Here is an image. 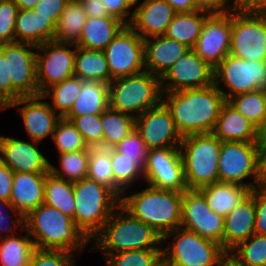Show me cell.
I'll return each mask as SVG.
<instances>
[{"mask_svg":"<svg viewBox=\"0 0 266 266\" xmlns=\"http://www.w3.org/2000/svg\"><path fill=\"white\" fill-rule=\"evenodd\" d=\"M231 31L232 11L225 14H211L203 24L194 51L215 69L229 55Z\"/></svg>","mask_w":266,"mask_h":266,"instance_id":"cell-19","label":"cell"},{"mask_svg":"<svg viewBox=\"0 0 266 266\" xmlns=\"http://www.w3.org/2000/svg\"><path fill=\"white\" fill-rule=\"evenodd\" d=\"M36 48V81L40 94L50 86L74 76L75 44L48 41Z\"/></svg>","mask_w":266,"mask_h":266,"instance_id":"cell-13","label":"cell"},{"mask_svg":"<svg viewBox=\"0 0 266 266\" xmlns=\"http://www.w3.org/2000/svg\"><path fill=\"white\" fill-rule=\"evenodd\" d=\"M74 76L81 80L111 82L108 63L103 50H88L76 46Z\"/></svg>","mask_w":266,"mask_h":266,"instance_id":"cell-32","label":"cell"},{"mask_svg":"<svg viewBox=\"0 0 266 266\" xmlns=\"http://www.w3.org/2000/svg\"><path fill=\"white\" fill-rule=\"evenodd\" d=\"M135 129L148 150L180 148L183 140L169 109L162 101L136 117Z\"/></svg>","mask_w":266,"mask_h":266,"instance_id":"cell-18","label":"cell"},{"mask_svg":"<svg viewBox=\"0 0 266 266\" xmlns=\"http://www.w3.org/2000/svg\"><path fill=\"white\" fill-rule=\"evenodd\" d=\"M24 224L37 249L82 254L91 242L71 217L44 203L24 217Z\"/></svg>","mask_w":266,"mask_h":266,"instance_id":"cell-2","label":"cell"},{"mask_svg":"<svg viewBox=\"0 0 266 266\" xmlns=\"http://www.w3.org/2000/svg\"><path fill=\"white\" fill-rule=\"evenodd\" d=\"M18 12L13 0L0 2V44L15 42V21Z\"/></svg>","mask_w":266,"mask_h":266,"instance_id":"cell-48","label":"cell"},{"mask_svg":"<svg viewBox=\"0 0 266 266\" xmlns=\"http://www.w3.org/2000/svg\"><path fill=\"white\" fill-rule=\"evenodd\" d=\"M111 81L145 71L144 39L125 25L103 50Z\"/></svg>","mask_w":266,"mask_h":266,"instance_id":"cell-12","label":"cell"},{"mask_svg":"<svg viewBox=\"0 0 266 266\" xmlns=\"http://www.w3.org/2000/svg\"><path fill=\"white\" fill-rule=\"evenodd\" d=\"M254 189L226 217H224L223 249L232 250L254 232Z\"/></svg>","mask_w":266,"mask_h":266,"instance_id":"cell-24","label":"cell"},{"mask_svg":"<svg viewBox=\"0 0 266 266\" xmlns=\"http://www.w3.org/2000/svg\"><path fill=\"white\" fill-rule=\"evenodd\" d=\"M12 102V83L9 77L8 59L0 50V107L4 110Z\"/></svg>","mask_w":266,"mask_h":266,"instance_id":"cell-52","label":"cell"},{"mask_svg":"<svg viewBox=\"0 0 266 266\" xmlns=\"http://www.w3.org/2000/svg\"><path fill=\"white\" fill-rule=\"evenodd\" d=\"M101 1L106 6V9L110 16L119 19L125 25H129L131 23L134 11L130 12V10L136 5V0Z\"/></svg>","mask_w":266,"mask_h":266,"instance_id":"cell-50","label":"cell"},{"mask_svg":"<svg viewBox=\"0 0 266 266\" xmlns=\"http://www.w3.org/2000/svg\"><path fill=\"white\" fill-rule=\"evenodd\" d=\"M214 84V69L191 48L161 77L162 92L206 88Z\"/></svg>","mask_w":266,"mask_h":266,"instance_id":"cell-17","label":"cell"},{"mask_svg":"<svg viewBox=\"0 0 266 266\" xmlns=\"http://www.w3.org/2000/svg\"><path fill=\"white\" fill-rule=\"evenodd\" d=\"M232 11L266 12V0H232Z\"/></svg>","mask_w":266,"mask_h":266,"instance_id":"cell-57","label":"cell"},{"mask_svg":"<svg viewBox=\"0 0 266 266\" xmlns=\"http://www.w3.org/2000/svg\"><path fill=\"white\" fill-rule=\"evenodd\" d=\"M68 1L69 0H39L33 10L43 17H48L56 25Z\"/></svg>","mask_w":266,"mask_h":266,"instance_id":"cell-53","label":"cell"},{"mask_svg":"<svg viewBox=\"0 0 266 266\" xmlns=\"http://www.w3.org/2000/svg\"><path fill=\"white\" fill-rule=\"evenodd\" d=\"M136 0L133 18L129 26L143 39L164 35L176 14L166 0Z\"/></svg>","mask_w":266,"mask_h":266,"instance_id":"cell-22","label":"cell"},{"mask_svg":"<svg viewBox=\"0 0 266 266\" xmlns=\"http://www.w3.org/2000/svg\"><path fill=\"white\" fill-rule=\"evenodd\" d=\"M82 89V80L72 76L66 80L56 83L47 88L41 95L44 98L52 99L50 107L61 117L64 118L72 108Z\"/></svg>","mask_w":266,"mask_h":266,"instance_id":"cell-38","label":"cell"},{"mask_svg":"<svg viewBox=\"0 0 266 266\" xmlns=\"http://www.w3.org/2000/svg\"><path fill=\"white\" fill-rule=\"evenodd\" d=\"M3 207L6 208L5 212L7 214L2 213L1 209H3ZM9 213H10V215L11 214H13V215L10 216ZM14 215L18 216V217H16L14 219L13 218ZM8 220H10L11 223L8 226H6L7 225L6 223H8ZM24 225H25L24 224V217L15 209L13 204L8 200L0 199V239L18 234L17 232H15L14 229L16 227L19 228V226H20L19 229L22 230L24 228ZM2 233H3V235H2Z\"/></svg>","mask_w":266,"mask_h":266,"instance_id":"cell-49","label":"cell"},{"mask_svg":"<svg viewBox=\"0 0 266 266\" xmlns=\"http://www.w3.org/2000/svg\"><path fill=\"white\" fill-rule=\"evenodd\" d=\"M259 148L258 182L257 187L266 189V147Z\"/></svg>","mask_w":266,"mask_h":266,"instance_id":"cell-58","label":"cell"},{"mask_svg":"<svg viewBox=\"0 0 266 266\" xmlns=\"http://www.w3.org/2000/svg\"><path fill=\"white\" fill-rule=\"evenodd\" d=\"M111 163L114 183L124 192L123 195L129 193L126 190L138 180L144 179L143 170L133 162V159L118 153L114 148H111Z\"/></svg>","mask_w":266,"mask_h":266,"instance_id":"cell-41","label":"cell"},{"mask_svg":"<svg viewBox=\"0 0 266 266\" xmlns=\"http://www.w3.org/2000/svg\"><path fill=\"white\" fill-rule=\"evenodd\" d=\"M156 266H166L164 262L161 260Z\"/></svg>","mask_w":266,"mask_h":266,"instance_id":"cell-63","label":"cell"},{"mask_svg":"<svg viewBox=\"0 0 266 266\" xmlns=\"http://www.w3.org/2000/svg\"><path fill=\"white\" fill-rule=\"evenodd\" d=\"M109 107V85L96 80H82V89L64 117L72 121L75 117L101 115Z\"/></svg>","mask_w":266,"mask_h":266,"instance_id":"cell-28","label":"cell"},{"mask_svg":"<svg viewBox=\"0 0 266 266\" xmlns=\"http://www.w3.org/2000/svg\"><path fill=\"white\" fill-rule=\"evenodd\" d=\"M191 48L165 35L144 39V66L151 74L161 77Z\"/></svg>","mask_w":266,"mask_h":266,"instance_id":"cell-23","label":"cell"},{"mask_svg":"<svg viewBox=\"0 0 266 266\" xmlns=\"http://www.w3.org/2000/svg\"><path fill=\"white\" fill-rule=\"evenodd\" d=\"M87 15L79 0H69L55 25L54 41L77 44Z\"/></svg>","mask_w":266,"mask_h":266,"instance_id":"cell-33","label":"cell"},{"mask_svg":"<svg viewBox=\"0 0 266 266\" xmlns=\"http://www.w3.org/2000/svg\"><path fill=\"white\" fill-rule=\"evenodd\" d=\"M87 177L111 189L119 198L124 192L114 183L111 148L90 147Z\"/></svg>","mask_w":266,"mask_h":266,"instance_id":"cell-37","label":"cell"},{"mask_svg":"<svg viewBox=\"0 0 266 266\" xmlns=\"http://www.w3.org/2000/svg\"><path fill=\"white\" fill-rule=\"evenodd\" d=\"M59 166L57 169L50 163V172L70 183H76L87 177L89 150H79L59 154Z\"/></svg>","mask_w":266,"mask_h":266,"instance_id":"cell-40","label":"cell"},{"mask_svg":"<svg viewBox=\"0 0 266 266\" xmlns=\"http://www.w3.org/2000/svg\"><path fill=\"white\" fill-rule=\"evenodd\" d=\"M211 13L197 10L190 13H176L167 27L165 36L194 48L205 20Z\"/></svg>","mask_w":266,"mask_h":266,"instance_id":"cell-31","label":"cell"},{"mask_svg":"<svg viewBox=\"0 0 266 266\" xmlns=\"http://www.w3.org/2000/svg\"><path fill=\"white\" fill-rule=\"evenodd\" d=\"M208 204V207L218 215L226 217L251 192L244 185L217 182L198 189Z\"/></svg>","mask_w":266,"mask_h":266,"instance_id":"cell-29","label":"cell"},{"mask_svg":"<svg viewBox=\"0 0 266 266\" xmlns=\"http://www.w3.org/2000/svg\"><path fill=\"white\" fill-rule=\"evenodd\" d=\"M32 49V50H31ZM0 50L8 59L9 77L12 83V102L20 97L40 95L36 81L35 45L13 42L0 44Z\"/></svg>","mask_w":266,"mask_h":266,"instance_id":"cell-15","label":"cell"},{"mask_svg":"<svg viewBox=\"0 0 266 266\" xmlns=\"http://www.w3.org/2000/svg\"><path fill=\"white\" fill-rule=\"evenodd\" d=\"M41 94L38 96L20 97L11 102L4 110L16 107L30 140L41 143L48 136L53 137L57 122L61 117L50 107L49 101ZM20 105H23L20 107ZM19 106V107H18Z\"/></svg>","mask_w":266,"mask_h":266,"instance_id":"cell-20","label":"cell"},{"mask_svg":"<svg viewBox=\"0 0 266 266\" xmlns=\"http://www.w3.org/2000/svg\"><path fill=\"white\" fill-rule=\"evenodd\" d=\"M169 238L167 247L162 248V261L166 266H217L222 246L197 233L178 227L162 237V245Z\"/></svg>","mask_w":266,"mask_h":266,"instance_id":"cell-8","label":"cell"},{"mask_svg":"<svg viewBox=\"0 0 266 266\" xmlns=\"http://www.w3.org/2000/svg\"><path fill=\"white\" fill-rule=\"evenodd\" d=\"M257 145L258 147H266V117L262 125L258 128Z\"/></svg>","mask_w":266,"mask_h":266,"instance_id":"cell-61","label":"cell"},{"mask_svg":"<svg viewBox=\"0 0 266 266\" xmlns=\"http://www.w3.org/2000/svg\"><path fill=\"white\" fill-rule=\"evenodd\" d=\"M232 0H195L196 7L199 10L211 14H225L232 11Z\"/></svg>","mask_w":266,"mask_h":266,"instance_id":"cell-54","label":"cell"},{"mask_svg":"<svg viewBox=\"0 0 266 266\" xmlns=\"http://www.w3.org/2000/svg\"><path fill=\"white\" fill-rule=\"evenodd\" d=\"M75 253L63 250H43L35 248L28 266H76Z\"/></svg>","mask_w":266,"mask_h":266,"instance_id":"cell-47","label":"cell"},{"mask_svg":"<svg viewBox=\"0 0 266 266\" xmlns=\"http://www.w3.org/2000/svg\"><path fill=\"white\" fill-rule=\"evenodd\" d=\"M254 232L266 236V189L254 188Z\"/></svg>","mask_w":266,"mask_h":266,"instance_id":"cell-51","label":"cell"},{"mask_svg":"<svg viewBox=\"0 0 266 266\" xmlns=\"http://www.w3.org/2000/svg\"><path fill=\"white\" fill-rule=\"evenodd\" d=\"M230 55L266 61V12L232 11Z\"/></svg>","mask_w":266,"mask_h":266,"instance_id":"cell-11","label":"cell"},{"mask_svg":"<svg viewBox=\"0 0 266 266\" xmlns=\"http://www.w3.org/2000/svg\"><path fill=\"white\" fill-rule=\"evenodd\" d=\"M87 17L89 18H104L112 17L109 15L106 6L101 0H79Z\"/></svg>","mask_w":266,"mask_h":266,"instance_id":"cell-56","label":"cell"},{"mask_svg":"<svg viewBox=\"0 0 266 266\" xmlns=\"http://www.w3.org/2000/svg\"><path fill=\"white\" fill-rule=\"evenodd\" d=\"M135 121V117L108 107L101 114V123L104 130L103 148H114L133 132Z\"/></svg>","mask_w":266,"mask_h":266,"instance_id":"cell-36","label":"cell"},{"mask_svg":"<svg viewBox=\"0 0 266 266\" xmlns=\"http://www.w3.org/2000/svg\"><path fill=\"white\" fill-rule=\"evenodd\" d=\"M124 26L115 17H87L76 46L88 50H104Z\"/></svg>","mask_w":266,"mask_h":266,"instance_id":"cell-30","label":"cell"},{"mask_svg":"<svg viewBox=\"0 0 266 266\" xmlns=\"http://www.w3.org/2000/svg\"><path fill=\"white\" fill-rule=\"evenodd\" d=\"M39 144L0 135V161L14 173H48L50 162L37 148Z\"/></svg>","mask_w":266,"mask_h":266,"instance_id":"cell-21","label":"cell"},{"mask_svg":"<svg viewBox=\"0 0 266 266\" xmlns=\"http://www.w3.org/2000/svg\"><path fill=\"white\" fill-rule=\"evenodd\" d=\"M14 172L0 161V199L10 201Z\"/></svg>","mask_w":266,"mask_h":266,"instance_id":"cell-55","label":"cell"},{"mask_svg":"<svg viewBox=\"0 0 266 266\" xmlns=\"http://www.w3.org/2000/svg\"><path fill=\"white\" fill-rule=\"evenodd\" d=\"M55 24L34 10L18 9L15 21V42L35 46L54 41Z\"/></svg>","mask_w":266,"mask_h":266,"instance_id":"cell-27","label":"cell"},{"mask_svg":"<svg viewBox=\"0 0 266 266\" xmlns=\"http://www.w3.org/2000/svg\"><path fill=\"white\" fill-rule=\"evenodd\" d=\"M114 149L118 153L133 159V162L144 170L148 149L136 129L119 142Z\"/></svg>","mask_w":266,"mask_h":266,"instance_id":"cell-46","label":"cell"},{"mask_svg":"<svg viewBox=\"0 0 266 266\" xmlns=\"http://www.w3.org/2000/svg\"><path fill=\"white\" fill-rule=\"evenodd\" d=\"M180 227L215 241L223 248L224 217L208 207L204 195L198 189L183 191Z\"/></svg>","mask_w":266,"mask_h":266,"instance_id":"cell-16","label":"cell"},{"mask_svg":"<svg viewBox=\"0 0 266 266\" xmlns=\"http://www.w3.org/2000/svg\"><path fill=\"white\" fill-rule=\"evenodd\" d=\"M217 266H247L231 250H225L219 257Z\"/></svg>","mask_w":266,"mask_h":266,"instance_id":"cell-60","label":"cell"},{"mask_svg":"<svg viewBox=\"0 0 266 266\" xmlns=\"http://www.w3.org/2000/svg\"><path fill=\"white\" fill-rule=\"evenodd\" d=\"M91 240L93 249L103 251V255L127 250L162 249L163 246L158 232L133 217L121 205Z\"/></svg>","mask_w":266,"mask_h":266,"instance_id":"cell-3","label":"cell"},{"mask_svg":"<svg viewBox=\"0 0 266 266\" xmlns=\"http://www.w3.org/2000/svg\"><path fill=\"white\" fill-rule=\"evenodd\" d=\"M147 186L140 192L123 195L120 205L163 237L181 225L183 192Z\"/></svg>","mask_w":266,"mask_h":266,"instance_id":"cell-4","label":"cell"},{"mask_svg":"<svg viewBox=\"0 0 266 266\" xmlns=\"http://www.w3.org/2000/svg\"><path fill=\"white\" fill-rule=\"evenodd\" d=\"M46 174L14 173L10 202L23 217L44 202Z\"/></svg>","mask_w":266,"mask_h":266,"instance_id":"cell-25","label":"cell"},{"mask_svg":"<svg viewBox=\"0 0 266 266\" xmlns=\"http://www.w3.org/2000/svg\"><path fill=\"white\" fill-rule=\"evenodd\" d=\"M259 148L257 143L223 141L218 163L219 182L257 187ZM251 177L253 182L243 180Z\"/></svg>","mask_w":266,"mask_h":266,"instance_id":"cell-10","label":"cell"},{"mask_svg":"<svg viewBox=\"0 0 266 266\" xmlns=\"http://www.w3.org/2000/svg\"><path fill=\"white\" fill-rule=\"evenodd\" d=\"M212 133L221 141L257 143L258 128L243 117L228 101L220 110Z\"/></svg>","mask_w":266,"mask_h":266,"instance_id":"cell-26","label":"cell"},{"mask_svg":"<svg viewBox=\"0 0 266 266\" xmlns=\"http://www.w3.org/2000/svg\"><path fill=\"white\" fill-rule=\"evenodd\" d=\"M71 122L89 147H103L104 130L101 115L92 114L75 117Z\"/></svg>","mask_w":266,"mask_h":266,"instance_id":"cell-45","label":"cell"},{"mask_svg":"<svg viewBox=\"0 0 266 266\" xmlns=\"http://www.w3.org/2000/svg\"><path fill=\"white\" fill-rule=\"evenodd\" d=\"M243 117L259 128L266 117V90L235 95L227 100Z\"/></svg>","mask_w":266,"mask_h":266,"instance_id":"cell-39","label":"cell"},{"mask_svg":"<svg viewBox=\"0 0 266 266\" xmlns=\"http://www.w3.org/2000/svg\"><path fill=\"white\" fill-rule=\"evenodd\" d=\"M52 139L58 154L90 149L75 125L65 118L57 122Z\"/></svg>","mask_w":266,"mask_h":266,"instance_id":"cell-42","label":"cell"},{"mask_svg":"<svg viewBox=\"0 0 266 266\" xmlns=\"http://www.w3.org/2000/svg\"><path fill=\"white\" fill-rule=\"evenodd\" d=\"M222 142L213 134L183 137L180 151L188 189H200L219 182L218 163Z\"/></svg>","mask_w":266,"mask_h":266,"instance_id":"cell-6","label":"cell"},{"mask_svg":"<svg viewBox=\"0 0 266 266\" xmlns=\"http://www.w3.org/2000/svg\"><path fill=\"white\" fill-rule=\"evenodd\" d=\"M74 223L91 240L120 205V198L108 187L88 177L73 183Z\"/></svg>","mask_w":266,"mask_h":266,"instance_id":"cell-5","label":"cell"},{"mask_svg":"<svg viewBox=\"0 0 266 266\" xmlns=\"http://www.w3.org/2000/svg\"><path fill=\"white\" fill-rule=\"evenodd\" d=\"M146 185L157 189L186 191L180 148L150 149L143 170Z\"/></svg>","mask_w":266,"mask_h":266,"instance_id":"cell-14","label":"cell"},{"mask_svg":"<svg viewBox=\"0 0 266 266\" xmlns=\"http://www.w3.org/2000/svg\"><path fill=\"white\" fill-rule=\"evenodd\" d=\"M108 85L109 107L135 118L162 101L160 78L146 70L114 79Z\"/></svg>","mask_w":266,"mask_h":266,"instance_id":"cell-7","label":"cell"},{"mask_svg":"<svg viewBox=\"0 0 266 266\" xmlns=\"http://www.w3.org/2000/svg\"><path fill=\"white\" fill-rule=\"evenodd\" d=\"M176 13H190L199 10L195 0H166Z\"/></svg>","mask_w":266,"mask_h":266,"instance_id":"cell-59","label":"cell"},{"mask_svg":"<svg viewBox=\"0 0 266 266\" xmlns=\"http://www.w3.org/2000/svg\"><path fill=\"white\" fill-rule=\"evenodd\" d=\"M24 236H10L0 239V266H28L35 249L33 240L24 227Z\"/></svg>","mask_w":266,"mask_h":266,"instance_id":"cell-35","label":"cell"},{"mask_svg":"<svg viewBox=\"0 0 266 266\" xmlns=\"http://www.w3.org/2000/svg\"><path fill=\"white\" fill-rule=\"evenodd\" d=\"M104 256L106 266H156L162 260V249L127 250Z\"/></svg>","mask_w":266,"mask_h":266,"instance_id":"cell-43","label":"cell"},{"mask_svg":"<svg viewBox=\"0 0 266 266\" xmlns=\"http://www.w3.org/2000/svg\"><path fill=\"white\" fill-rule=\"evenodd\" d=\"M231 251L247 266H266V236L253 234Z\"/></svg>","mask_w":266,"mask_h":266,"instance_id":"cell-44","label":"cell"},{"mask_svg":"<svg viewBox=\"0 0 266 266\" xmlns=\"http://www.w3.org/2000/svg\"><path fill=\"white\" fill-rule=\"evenodd\" d=\"M221 82L229 92L219 87ZM214 85L226 101L238 94L266 89V61L244 60L229 54L214 69Z\"/></svg>","mask_w":266,"mask_h":266,"instance_id":"cell-9","label":"cell"},{"mask_svg":"<svg viewBox=\"0 0 266 266\" xmlns=\"http://www.w3.org/2000/svg\"><path fill=\"white\" fill-rule=\"evenodd\" d=\"M162 102L169 109L179 133L185 137L212 133L226 100L213 84L200 89L162 92Z\"/></svg>","mask_w":266,"mask_h":266,"instance_id":"cell-1","label":"cell"},{"mask_svg":"<svg viewBox=\"0 0 266 266\" xmlns=\"http://www.w3.org/2000/svg\"><path fill=\"white\" fill-rule=\"evenodd\" d=\"M13 2L17 5L18 9L33 10L39 0H13Z\"/></svg>","mask_w":266,"mask_h":266,"instance_id":"cell-62","label":"cell"},{"mask_svg":"<svg viewBox=\"0 0 266 266\" xmlns=\"http://www.w3.org/2000/svg\"><path fill=\"white\" fill-rule=\"evenodd\" d=\"M43 203L58 209L74 220L75 201L73 183L48 172L44 181Z\"/></svg>","mask_w":266,"mask_h":266,"instance_id":"cell-34","label":"cell"}]
</instances>
